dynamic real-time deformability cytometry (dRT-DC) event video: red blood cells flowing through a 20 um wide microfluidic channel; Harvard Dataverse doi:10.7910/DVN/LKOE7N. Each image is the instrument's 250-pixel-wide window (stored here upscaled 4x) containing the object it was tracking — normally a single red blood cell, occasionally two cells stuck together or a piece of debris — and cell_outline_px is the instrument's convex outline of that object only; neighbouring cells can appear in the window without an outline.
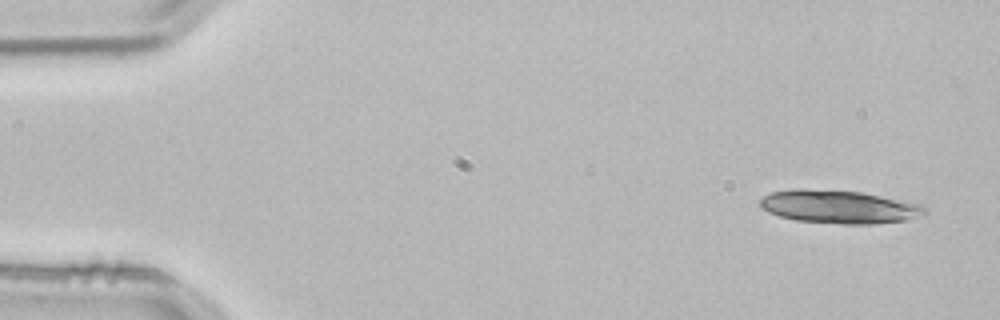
{"species": "common noctule bat (a hibernating species)", "species_latin": "Nyctalus noctula", "temperature_condition": "room temperature", "stored_images_in_passage": 4, "segment_of_instrument_passage": [1, 2], "camera_frame_rate_fps": 3000, "um_per_image_px": 0.085, "animal": {"sex": "male", "body_mass_g": 21.5, "forearm_length_mm": 52.0}, "frame": {"image": 1, "passage_image": 1, "time_ms": 0.0, "image_size_px": [1000, 320], "cell_outline_px": [[928, 212], [904, 220], [872, 224], [840, 224], [796, 220], [780, 216], [768, 212], [760, 208], [760, 200], [764, 196], [772, 192], [796, 188], [804, 188], [860, 192], [920, 204]], "centroid_in_image_um": [71.25, 17.57], "position_along_channel_um": 13.8, "area_um2": 31.56}}